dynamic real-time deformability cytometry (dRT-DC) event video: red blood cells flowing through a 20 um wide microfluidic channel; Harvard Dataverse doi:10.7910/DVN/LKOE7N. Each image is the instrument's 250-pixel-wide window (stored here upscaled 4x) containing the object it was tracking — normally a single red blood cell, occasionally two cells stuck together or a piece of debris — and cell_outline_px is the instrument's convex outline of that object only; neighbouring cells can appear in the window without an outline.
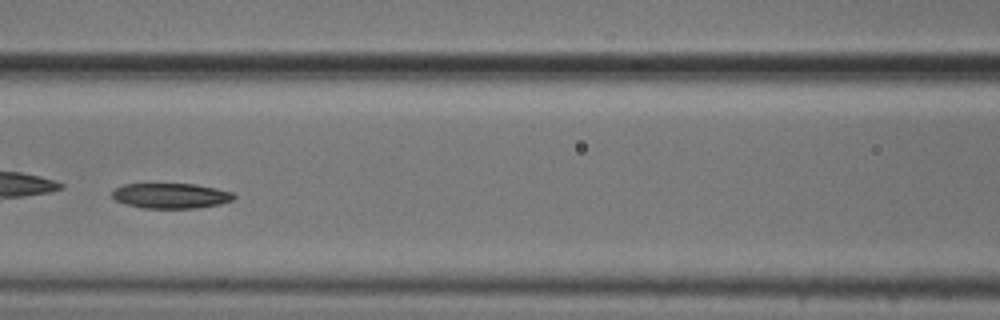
{"species": "common noctule bat (a hibernating species)", "species_latin": "Nyctalus noctula", "temperature_condition": "cold", "stored_images_in_passage": 42, "camera_frame_rate_fps": 3000, "um_per_image_px": 0.085, "animal": {"sex": "male", "body_mass_g": 20.5, "forearm_length_mm": 52.5}, "frame": {"image": 1, "passage_image": 13, "time_ms": 4.0, "image_size_px": [1000, 320], "cell_outline_px": [[236, 196], [232, 200], [220, 204], [196, 208], [144, 208], [128, 204], [116, 200], [112, 196], [112, 192], [116, 188], [124, 184], [196, 184], [216, 188], [232, 192]], "centroid_in_image_um": [14.55, 16.63], "position_along_channel_um": 152.0, "area_um2": 17.74}}
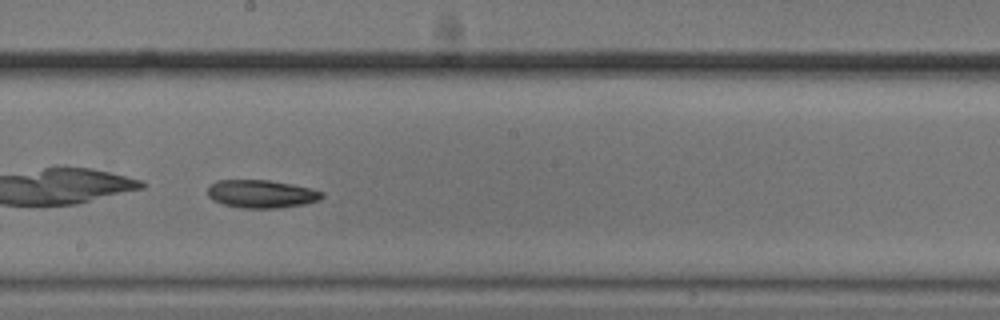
{"frame": {"image": 2, "passage_image": 19, "time_ms": 6.0, "image_size_px": [1000, 320], "cell_outline_px": [[324, 196], [320, 200], [304, 204], [280, 208], [244, 208], [224, 204], [212, 200], [208, 196], [208, 188], [216, 180], [268, 180], [308, 188], [324, 192]], "centroid_in_image_um": [22.21, 16.49], "position_along_channel_um": 226.0, "area_um2": 18.5}, "authors_computed_cell_mechanics": {"area_um2": 19.0451, "velocity_mm_per_s": 3.6954, "shape_relaxation_time_tau1_ms": 1.2143, "shape_relaxation_time_tau2_ms": null, "deformation_change_tau1": 0.2063, "deformation_change_tau2": null}}